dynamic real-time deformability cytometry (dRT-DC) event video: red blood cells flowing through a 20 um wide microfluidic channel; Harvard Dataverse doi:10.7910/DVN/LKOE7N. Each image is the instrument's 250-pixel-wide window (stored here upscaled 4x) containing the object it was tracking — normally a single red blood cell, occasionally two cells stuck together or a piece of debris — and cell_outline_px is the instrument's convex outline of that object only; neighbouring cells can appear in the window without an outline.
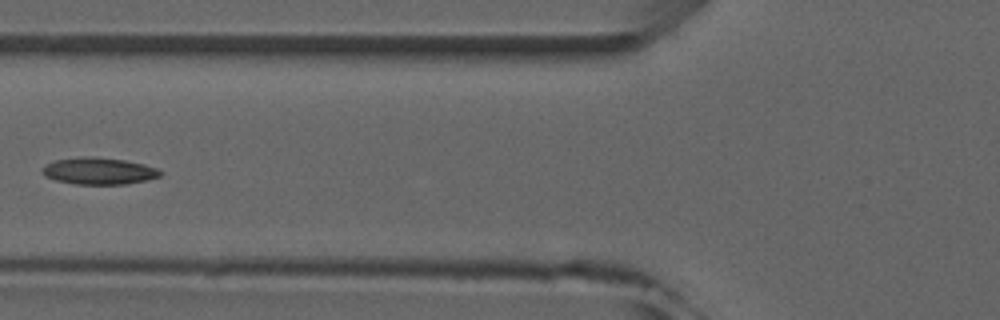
{"species": "common noctule bat (a hibernating species)", "species_latin": "Nyctalus noctula", "temperature_condition": "room temperature", "stored_images_in_passage": 7, "camera_frame_rate_fps": 3000, "um_per_image_px": 0.085, "animal": {"sex": "male", "forearm_length_mm": 52.5}, "frame": {"image": 1, "passage_image": 6, "time_ms": 5.667, "image_size_px": [1000, 320], "cell_outline_px": [[164, 172], [160, 176], [144, 180], [124, 184], [76, 184], [56, 180], [44, 176], [40, 172], [40, 168], [52, 160], [84, 156], [96, 156], [124, 160], [144, 164], [156, 168]], "centroid_in_image_um": [8.34, 14.52], "position_along_channel_um": 117.5, "area_um2": 18.61}}
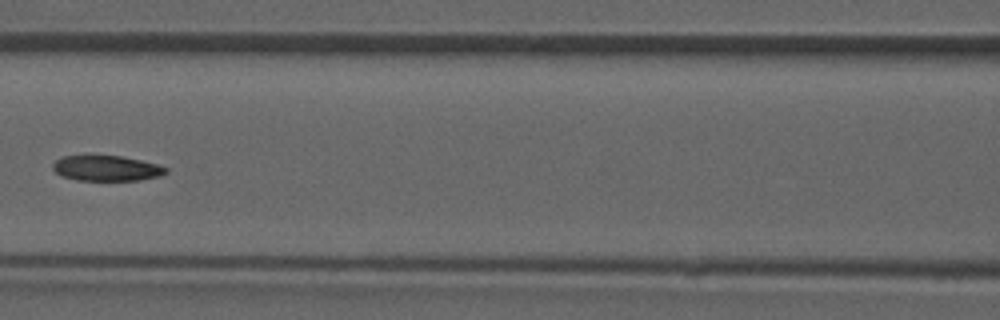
{"frame": {"image": 2, "passage_image": 7, "time_ms": 6.667, "image_size_px": [1000, 320], "cell_outline_px": [[168, 172], [160, 176], [140, 180], [76, 180], [60, 176], [52, 168], [52, 164], [56, 160], [64, 156], [92, 152], [120, 156], [140, 160], [156, 164], [168, 168]], "centroid_in_image_um": [8.99, 14.26], "position_along_channel_um": 157.6, "area_um2": 17.46}}